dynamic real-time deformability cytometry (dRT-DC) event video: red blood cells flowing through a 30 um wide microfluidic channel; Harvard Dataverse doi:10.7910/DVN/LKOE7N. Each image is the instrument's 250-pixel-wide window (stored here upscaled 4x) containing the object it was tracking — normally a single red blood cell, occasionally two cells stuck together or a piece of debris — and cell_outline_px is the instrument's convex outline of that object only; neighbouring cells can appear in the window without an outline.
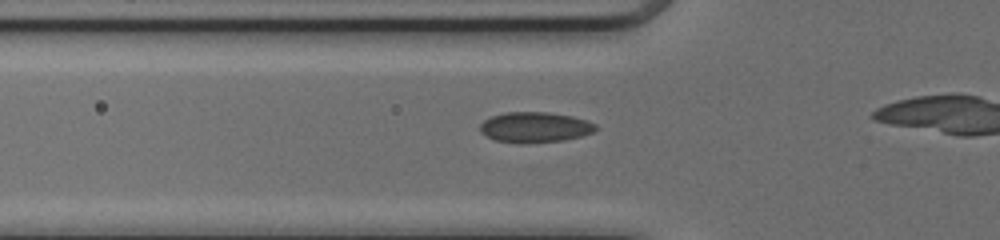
{"species": "common noctule bat (a hibernating species)", "species_latin": "Nyctalus noctula", "temperature_condition": "cold", "stored_images_in_passage": 13, "camera_frame_rate_fps": 3000, "um_per_image_px": 0.085, "animal": {"sex": "female", "body_mass_g": 17.0, "forearm_length_mm": 48.0}, "frame": {"image": 1, "passage_image": 8, "time_ms": 2.333, "image_size_px": [1000, 240], "cell_outline_px": [[596, 128], [592, 132], [580, 136], [564, 140], [524, 144], [520, 144], [496, 140], [480, 132], [480, 124], [484, 120], [492, 116], [508, 112], [548, 112], [572, 116], [596, 124]], "centroid_in_image_um": [45.44, 10.82], "position_along_channel_um": 80.4, "area_um2": 20.4}}
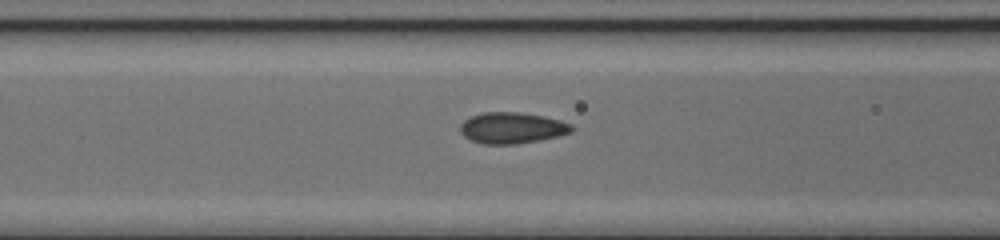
{"frame": {"image": 2, "passage_image": 11, "time_ms": 3.333, "image_size_px": [1000, 240], "cell_outline_px": [[576, 128], [572, 132], [540, 140], [516, 144], [480, 144], [464, 136], [460, 132], [460, 124], [464, 120], [472, 116], [484, 112], [520, 112], [544, 116], [560, 120], [572, 124]], "centroid_in_image_um": [43.54, 10.87], "position_along_channel_um": 123.1, "area_um2": 20.35}}